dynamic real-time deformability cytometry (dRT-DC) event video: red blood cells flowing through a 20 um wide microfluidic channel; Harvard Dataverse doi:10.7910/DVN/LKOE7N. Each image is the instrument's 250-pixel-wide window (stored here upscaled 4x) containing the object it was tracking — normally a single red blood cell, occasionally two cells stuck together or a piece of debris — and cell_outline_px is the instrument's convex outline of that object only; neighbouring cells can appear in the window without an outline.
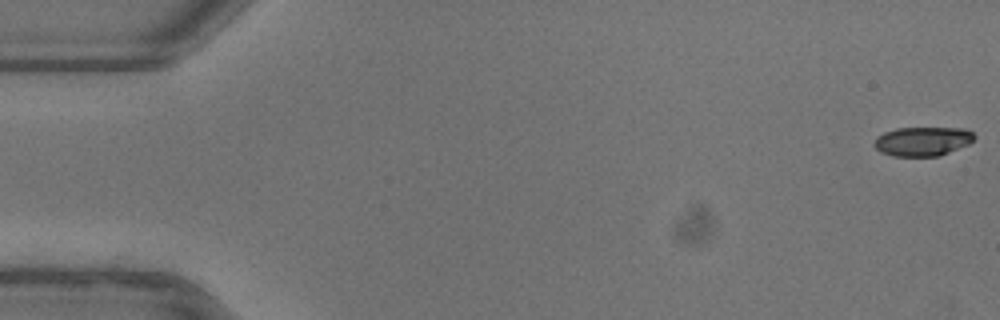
{"species": "common noctule bat (a hibernating species)", "species_latin": "Nyctalus noctula", "temperature_condition": "warm", "stored_images_in_passage": 12, "camera_frame_rate_fps": 3000, "um_per_image_px": 0.085, "animal": {"sex": "female"}, "frame": {"image": 1, "passage_image": 1, "time_ms": 0.0, "image_size_px": [1000, 320], "cell_outline_px": [[976, 136], [968, 144], [940, 156], [892, 156], [880, 152], [872, 144], [876, 136], [884, 132], [896, 128], [964, 128], [972, 132]], "centroid_in_image_um": [78.38, 12.01], "position_along_channel_um": 6.6, "area_um2": 17.11}}